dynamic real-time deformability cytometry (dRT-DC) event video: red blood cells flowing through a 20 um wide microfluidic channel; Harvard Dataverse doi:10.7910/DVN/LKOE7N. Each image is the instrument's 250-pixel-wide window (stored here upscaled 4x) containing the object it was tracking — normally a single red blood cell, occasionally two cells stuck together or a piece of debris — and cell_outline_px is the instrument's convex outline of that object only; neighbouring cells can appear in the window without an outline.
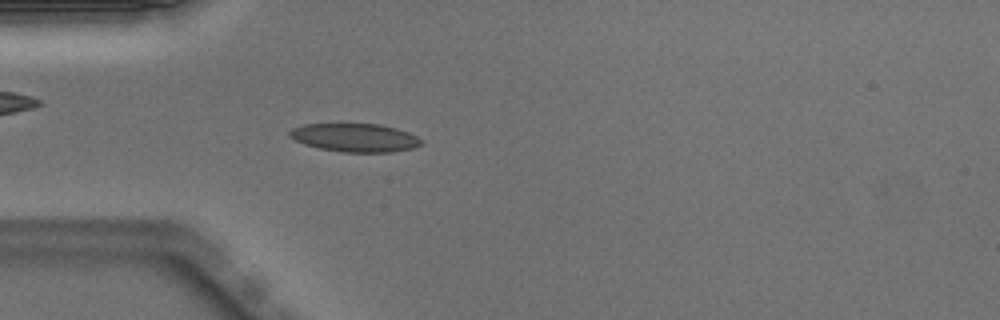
{"species": "Egyptian fruit bat (a non-hibernating species)", "species_latin": "Rousettus aegyptiacus", "temperature_condition": "warm", "stored_images_in_passage": 50, "camera_frame_rate_fps": 3000, "um_per_image_px": 0.085, "animal": {"sex": "male"}, "frame": {"image": 1, "passage_image": 14, "time_ms": 4.333, "image_size_px": [1000, 320], "cell_outline_px": [[424, 140], [416, 148], [392, 152], [340, 152], [320, 148], [304, 144], [288, 136], [288, 132], [292, 128], [304, 124], [380, 124], [396, 128], [408, 132]], "centroid_in_image_um": [30.19, 11.7], "position_along_channel_um": 54.8, "area_um2": 21.85}}
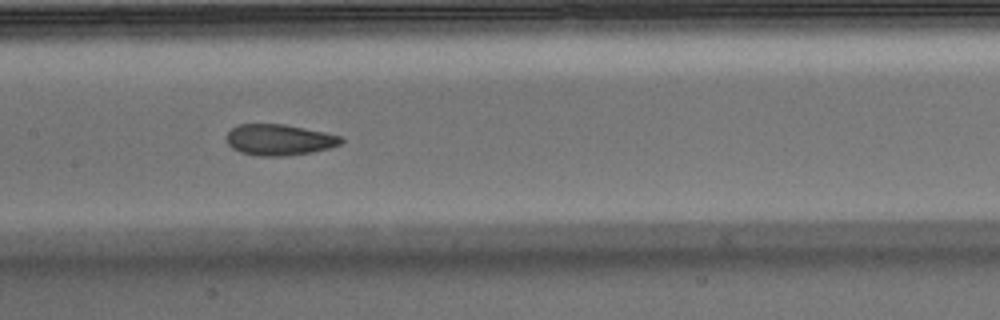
{"frame": {"image": 2, "passage_image": 24, "time_ms": 7.667, "image_size_px": [1000, 320], "cell_outline_px": [[344, 140], [340, 144], [328, 148], [312, 152], [284, 156], [256, 156], [240, 152], [232, 148], [228, 144], [224, 136], [236, 124], [284, 124], [324, 132], [340, 136]], "centroid_in_image_um": [23.68, 11.88], "position_along_channel_um": 183.7, "area_um2": 20.81}}
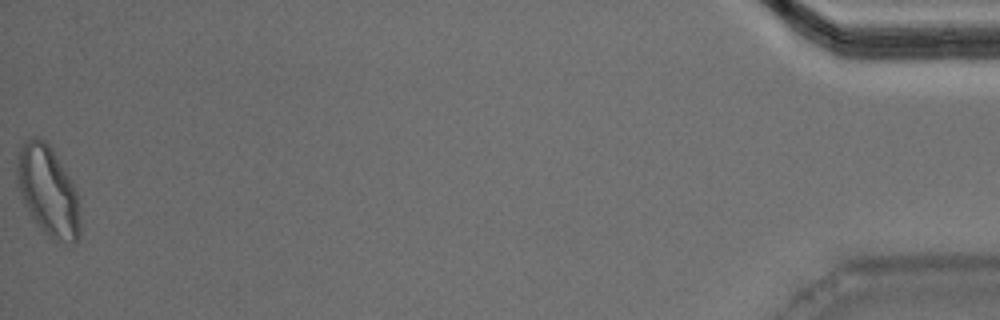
{"frame": {"image": 3, "passage_image": 50, "time_ms": 16.333, "image_size_px": [1000, 320], "cell_outline_px": [[80, 236], [72, 244], [52, 240], [36, 224], [28, 212], [20, 192], [16, 176], [16, 148], [24, 140], [32, 136], [40, 136], [52, 148], [72, 180], [76, 192], [80, 224]], "centroid_in_image_um": [4.04, 16.19], "position_along_channel_um": 431.2, "area_um2": 33.7}, "authors_computed_cell_mechanics": {"area_um2": 20.9814, "velocity_mm_per_s": 3.9979, "shape_relaxation_time_tau1_ms": 5.5398, "shape_relaxation_time_tau2_ms": 1.614, "deformation_change_tau1": 0.157, "deformation_change_tau2": 0.0714}}